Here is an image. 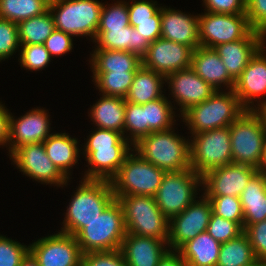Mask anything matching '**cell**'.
<instances>
[{
  "instance_id": "obj_24",
  "label": "cell",
  "mask_w": 266,
  "mask_h": 266,
  "mask_svg": "<svg viewBox=\"0 0 266 266\" xmlns=\"http://www.w3.org/2000/svg\"><path fill=\"white\" fill-rule=\"evenodd\" d=\"M191 68L215 90L234 88L235 80L229 75L215 49L201 46L196 48L192 54Z\"/></svg>"
},
{
  "instance_id": "obj_32",
  "label": "cell",
  "mask_w": 266,
  "mask_h": 266,
  "mask_svg": "<svg viewBox=\"0 0 266 266\" xmlns=\"http://www.w3.org/2000/svg\"><path fill=\"white\" fill-rule=\"evenodd\" d=\"M95 88L101 95L126 98L136 70L91 71Z\"/></svg>"
},
{
  "instance_id": "obj_6",
  "label": "cell",
  "mask_w": 266,
  "mask_h": 266,
  "mask_svg": "<svg viewBox=\"0 0 266 266\" xmlns=\"http://www.w3.org/2000/svg\"><path fill=\"white\" fill-rule=\"evenodd\" d=\"M103 4L98 0H51L49 10L55 29L94 42Z\"/></svg>"
},
{
  "instance_id": "obj_23",
  "label": "cell",
  "mask_w": 266,
  "mask_h": 266,
  "mask_svg": "<svg viewBox=\"0 0 266 266\" xmlns=\"http://www.w3.org/2000/svg\"><path fill=\"white\" fill-rule=\"evenodd\" d=\"M120 250L127 266H157L169 247L164 240L127 233Z\"/></svg>"
},
{
  "instance_id": "obj_16",
  "label": "cell",
  "mask_w": 266,
  "mask_h": 266,
  "mask_svg": "<svg viewBox=\"0 0 266 266\" xmlns=\"http://www.w3.org/2000/svg\"><path fill=\"white\" fill-rule=\"evenodd\" d=\"M233 91L246 110H255L260 104L266 102L265 45L256 52L235 80Z\"/></svg>"
},
{
  "instance_id": "obj_53",
  "label": "cell",
  "mask_w": 266,
  "mask_h": 266,
  "mask_svg": "<svg viewBox=\"0 0 266 266\" xmlns=\"http://www.w3.org/2000/svg\"><path fill=\"white\" fill-rule=\"evenodd\" d=\"M255 112L261 117L263 126L266 130V102L260 104L256 109Z\"/></svg>"
},
{
  "instance_id": "obj_27",
  "label": "cell",
  "mask_w": 266,
  "mask_h": 266,
  "mask_svg": "<svg viewBox=\"0 0 266 266\" xmlns=\"http://www.w3.org/2000/svg\"><path fill=\"white\" fill-rule=\"evenodd\" d=\"M244 215L243 226L266 220V173L258 170L240 196Z\"/></svg>"
},
{
  "instance_id": "obj_14",
  "label": "cell",
  "mask_w": 266,
  "mask_h": 266,
  "mask_svg": "<svg viewBox=\"0 0 266 266\" xmlns=\"http://www.w3.org/2000/svg\"><path fill=\"white\" fill-rule=\"evenodd\" d=\"M212 213L210 200L201 194L183 212L169 219L168 247L178 250L187 241L205 232Z\"/></svg>"
},
{
  "instance_id": "obj_2",
  "label": "cell",
  "mask_w": 266,
  "mask_h": 266,
  "mask_svg": "<svg viewBox=\"0 0 266 266\" xmlns=\"http://www.w3.org/2000/svg\"><path fill=\"white\" fill-rule=\"evenodd\" d=\"M71 195L59 232L76 236L96 219L116 198L107 180L81 179Z\"/></svg>"
},
{
  "instance_id": "obj_18",
  "label": "cell",
  "mask_w": 266,
  "mask_h": 266,
  "mask_svg": "<svg viewBox=\"0 0 266 266\" xmlns=\"http://www.w3.org/2000/svg\"><path fill=\"white\" fill-rule=\"evenodd\" d=\"M50 115L47 109L32 108L20 117H9L8 156L18 147L25 144L44 142L52 133Z\"/></svg>"
},
{
  "instance_id": "obj_4",
  "label": "cell",
  "mask_w": 266,
  "mask_h": 266,
  "mask_svg": "<svg viewBox=\"0 0 266 266\" xmlns=\"http://www.w3.org/2000/svg\"><path fill=\"white\" fill-rule=\"evenodd\" d=\"M246 109L233 90H217L202 103L192 105L180 117L188 133L194 135L203 131L230 126Z\"/></svg>"
},
{
  "instance_id": "obj_46",
  "label": "cell",
  "mask_w": 266,
  "mask_h": 266,
  "mask_svg": "<svg viewBox=\"0 0 266 266\" xmlns=\"http://www.w3.org/2000/svg\"><path fill=\"white\" fill-rule=\"evenodd\" d=\"M256 258L266 263V220L243 226Z\"/></svg>"
},
{
  "instance_id": "obj_12",
  "label": "cell",
  "mask_w": 266,
  "mask_h": 266,
  "mask_svg": "<svg viewBox=\"0 0 266 266\" xmlns=\"http://www.w3.org/2000/svg\"><path fill=\"white\" fill-rule=\"evenodd\" d=\"M9 158L15 168L35 182L61 188L70 182L47 156L43 142L20 146Z\"/></svg>"
},
{
  "instance_id": "obj_56",
  "label": "cell",
  "mask_w": 266,
  "mask_h": 266,
  "mask_svg": "<svg viewBox=\"0 0 266 266\" xmlns=\"http://www.w3.org/2000/svg\"><path fill=\"white\" fill-rule=\"evenodd\" d=\"M247 266H266V263L257 259Z\"/></svg>"
},
{
  "instance_id": "obj_5",
  "label": "cell",
  "mask_w": 266,
  "mask_h": 266,
  "mask_svg": "<svg viewBox=\"0 0 266 266\" xmlns=\"http://www.w3.org/2000/svg\"><path fill=\"white\" fill-rule=\"evenodd\" d=\"M127 234L123 209L115 199L75 237L82 253L119 250Z\"/></svg>"
},
{
  "instance_id": "obj_17",
  "label": "cell",
  "mask_w": 266,
  "mask_h": 266,
  "mask_svg": "<svg viewBox=\"0 0 266 266\" xmlns=\"http://www.w3.org/2000/svg\"><path fill=\"white\" fill-rule=\"evenodd\" d=\"M168 86L169 95H172L171 103L174 109L179 106L181 116L192 105L202 103L211 97L217 90L206 83L196 72L190 67L188 69L173 72L165 77V86Z\"/></svg>"
},
{
  "instance_id": "obj_30",
  "label": "cell",
  "mask_w": 266,
  "mask_h": 266,
  "mask_svg": "<svg viewBox=\"0 0 266 266\" xmlns=\"http://www.w3.org/2000/svg\"><path fill=\"white\" fill-rule=\"evenodd\" d=\"M221 243L207 231L187 241L177 251L188 266H216Z\"/></svg>"
},
{
  "instance_id": "obj_45",
  "label": "cell",
  "mask_w": 266,
  "mask_h": 266,
  "mask_svg": "<svg viewBox=\"0 0 266 266\" xmlns=\"http://www.w3.org/2000/svg\"><path fill=\"white\" fill-rule=\"evenodd\" d=\"M81 266H127L121 250L83 253Z\"/></svg>"
},
{
  "instance_id": "obj_51",
  "label": "cell",
  "mask_w": 266,
  "mask_h": 266,
  "mask_svg": "<svg viewBox=\"0 0 266 266\" xmlns=\"http://www.w3.org/2000/svg\"><path fill=\"white\" fill-rule=\"evenodd\" d=\"M10 111L0 101V146H8Z\"/></svg>"
},
{
  "instance_id": "obj_47",
  "label": "cell",
  "mask_w": 266,
  "mask_h": 266,
  "mask_svg": "<svg viewBox=\"0 0 266 266\" xmlns=\"http://www.w3.org/2000/svg\"><path fill=\"white\" fill-rule=\"evenodd\" d=\"M73 36L63 31L54 29L52 34L45 40L44 46L51 58L64 56L73 49Z\"/></svg>"
},
{
  "instance_id": "obj_11",
  "label": "cell",
  "mask_w": 266,
  "mask_h": 266,
  "mask_svg": "<svg viewBox=\"0 0 266 266\" xmlns=\"http://www.w3.org/2000/svg\"><path fill=\"white\" fill-rule=\"evenodd\" d=\"M200 189L202 177L190 168L165 173L154 197L162 214L169 220L199 198Z\"/></svg>"
},
{
  "instance_id": "obj_13",
  "label": "cell",
  "mask_w": 266,
  "mask_h": 266,
  "mask_svg": "<svg viewBox=\"0 0 266 266\" xmlns=\"http://www.w3.org/2000/svg\"><path fill=\"white\" fill-rule=\"evenodd\" d=\"M200 46H216L243 39L252 28L246 14H223L204 11L198 14Z\"/></svg>"
},
{
  "instance_id": "obj_41",
  "label": "cell",
  "mask_w": 266,
  "mask_h": 266,
  "mask_svg": "<svg viewBox=\"0 0 266 266\" xmlns=\"http://www.w3.org/2000/svg\"><path fill=\"white\" fill-rule=\"evenodd\" d=\"M206 231L220 243L234 239L244 232L237 222L224 219L213 212L211 213Z\"/></svg>"
},
{
  "instance_id": "obj_3",
  "label": "cell",
  "mask_w": 266,
  "mask_h": 266,
  "mask_svg": "<svg viewBox=\"0 0 266 266\" xmlns=\"http://www.w3.org/2000/svg\"><path fill=\"white\" fill-rule=\"evenodd\" d=\"M174 129L177 128L144 136L133 145V150L166 173L190 169V139Z\"/></svg>"
},
{
  "instance_id": "obj_34",
  "label": "cell",
  "mask_w": 266,
  "mask_h": 266,
  "mask_svg": "<svg viewBox=\"0 0 266 266\" xmlns=\"http://www.w3.org/2000/svg\"><path fill=\"white\" fill-rule=\"evenodd\" d=\"M165 95L145 103V124H148V135L152 132L165 131L176 125V113L171 100ZM177 114V115H175Z\"/></svg>"
},
{
  "instance_id": "obj_31",
  "label": "cell",
  "mask_w": 266,
  "mask_h": 266,
  "mask_svg": "<svg viewBox=\"0 0 266 266\" xmlns=\"http://www.w3.org/2000/svg\"><path fill=\"white\" fill-rule=\"evenodd\" d=\"M89 63L92 71L137 70L142 65L141 58L124 50L93 49Z\"/></svg>"
},
{
  "instance_id": "obj_37",
  "label": "cell",
  "mask_w": 266,
  "mask_h": 266,
  "mask_svg": "<svg viewBox=\"0 0 266 266\" xmlns=\"http://www.w3.org/2000/svg\"><path fill=\"white\" fill-rule=\"evenodd\" d=\"M148 135V124H145V103L126 102L124 115V137L132 144Z\"/></svg>"
},
{
  "instance_id": "obj_21",
  "label": "cell",
  "mask_w": 266,
  "mask_h": 266,
  "mask_svg": "<svg viewBox=\"0 0 266 266\" xmlns=\"http://www.w3.org/2000/svg\"><path fill=\"white\" fill-rule=\"evenodd\" d=\"M161 38L186 45L200 46L197 15L161 6Z\"/></svg>"
},
{
  "instance_id": "obj_25",
  "label": "cell",
  "mask_w": 266,
  "mask_h": 266,
  "mask_svg": "<svg viewBox=\"0 0 266 266\" xmlns=\"http://www.w3.org/2000/svg\"><path fill=\"white\" fill-rule=\"evenodd\" d=\"M94 49L124 50L142 58L150 43L129 25L122 29H97Z\"/></svg>"
},
{
  "instance_id": "obj_8",
  "label": "cell",
  "mask_w": 266,
  "mask_h": 266,
  "mask_svg": "<svg viewBox=\"0 0 266 266\" xmlns=\"http://www.w3.org/2000/svg\"><path fill=\"white\" fill-rule=\"evenodd\" d=\"M232 162L260 169L266 130L255 110L244 111L230 126Z\"/></svg>"
},
{
  "instance_id": "obj_33",
  "label": "cell",
  "mask_w": 266,
  "mask_h": 266,
  "mask_svg": "<svg viewBox=\"0 0 266 266\" xmlns=\"http://www.w3.org/2000/svg\"><path fill=\"white\" fill-rule=\"evenodd\" d=\"M20 44H44L55 29L50 10L17 23Z\"/></svg>"
},
{
  "instance_id": "obj_52",
  "label": "cell",
  "mask_w": 266,
  "mask_h": 266,
  "mask_svg": "<svg viewBox=\"0 0 266 266\" xmlns=\"http://www.w3.org/2000/svg\"><path fill=\"white\" fill-rule=\"evenodd\" d=\"M157 266H188L177 250H168Z\"/></svg>"
},
{
  "instance_id": "obj_48",
  "label": "cell",
  "mask_w": 266,
  "mask_h": 266,
  "mask_svg": "<svg viewBox=\"0 0 266 266\" xmlns=\"http://www.w3.org/2000/svg\"><path fill=\"white\" fill-rule=\"evenodd\" d=\"M246 16L250 27L262 33L266 29V0H246Z\"/></svg>"
},
{
  "instance_id": "obj_42",
  "label": "cell",
  "mask_w": 266,
  "mask_h": 266,
  "mask_svg": "<svg viewBox=\"0 0 266 266\" xmlns=\"http://www.w3.org/2000/svg\"><path fill=\"white\" fill-rule=\"evenodd\" d=\"M17 23L0 18V62L20 52Z\"/></svg>"
},
{
  "instance_id": "obj_9",
  "label": "cell",
  "mask_w": 266,
  "mask_h": 266,
  "mask_svg": "<svg viewBox=\"0 0 266 266\" xmlns=\"http://www.w3.org/2000/svg\"><path fill=\"white\" fill-rule=\"evenodd\" d=\"M165 173L133 150L126 157L117 174L110 180L114 197L155 196Z\"/></svg>"
},
{
  "instance_id": "obj_44",
  "label": "cell",
  "mask_w": 266,
  "mask_h": 266,
  "mask_svg": "<svg viewBox=\"0 0 266 266\" xmlns=\"http://www.w3.org/2000/svg\"><path fill=\"white\" fill-rule=\"evenodd\" d=\"M29 253V245L0 234V266H20Z\"/></svg>"
},
{
  "instance_id": "obj_36",
  "label": "cell",
  "mask_w": 266,
  "mask_h": 266,
  "mask_svg": "<svg viewBox=\"0 0 266 266\" xmlns=\"http://www.w3.org/2000/svg\"><path fill=\"white\" fill-rule=\"evenodd\" d=\"M50 0H0V18L18 23L45 13Z\"/></svg>"
},
{
  "instance_id": "obj_1",
  "label": "cell",
  "mask_w": 266,
  "mask_h": 266,
  "mask_svg": "<svg viewBox=\"0 0 266 266\" xmlns=\"http://www.w3.org/2000/svg\"><path fill=\"white\" fill-rule=\"evenodd\" d=\"M81 153L88 169L83 179L110 181L119 171L133 145L123 134L108 129L95 128L86 136Z\"/></svg>"
},
{
  "instance_id": "obj_39",
  "label": "cell",
  "mask_w": 266,
  "mask_h": 266,
  "mask_svg": "<svg viewBox=\"0 0 266 266\" xmlns=\"http://www.w3.org/2000/svg\"><path fill=\"white\" fill-rule=\"evenodd\" d=\"M130 25L127 1L103 4L98 29H122Z\"/></svg>"
},
{
  "instance_id": "obj_54",
  "label": "cell",
  "mask_w": 266,
  "mask_h": 266,
  "mask_svg": "<svg viewBox=\"0 0 266 266\" xmlns=\"http://www.w3.org/2000/svg\"><path fill=\"white\" fill-rule=\"evenodd\" d=\"M20 266H39L37 260L29 252L21 262Z\"/></svg>"
},
{
  "instance_id": "obj_20",
  "label": "cell",
  "mask_w": 266,
  "mask_h": 266,
  "mask_svg": "<svg viewBox=\"0 0 266 266\" xmlns=\"http://www.w3.org/2000/svg\"><path fill=\"white\" fill-rule=\"evenodd\" d=\"M257 171L252 166L233 162L215 168L202 176V193L205 196L239 197Z\"/></svg>"
},
{
  "instance_id": "obj_19",
  "label": "cell",
  "mask_w": 266,
  "mask_h": 266,
  "mask_svg": "<svg viewBox=\"0 0 266 266\" xmlns=\"http://www.w3.org/2000/svg\"><path fill=\"white\" fill-rule=\"evenodd\" d=\"M193 51V48L186 45L160 37L148 46L141 58L142 65L166 77L173 72L190 68Z\"/></svg>"
},
{
  "instance_id": "obj_28",
  "label": "cell",
  "mask_w": 266,
  "mask_h": 266,
  "mask_svg": "<svg viewBox=\"0 0 266 266\" xmlns=\"http://www.w3.org/2000/svg\"><path fill=\"white\" fill-rule=\"evenodd\" d=\"M99 95L100 99L89 108L88 116L93 122L91 124L96 128L114 130L124 135L125 99Z\"/></svg>"
},
{
  "instance_id": "obj_15",
  "label": "cell",
  "mask_w": 266,
  "mask_h": 266,
  "mask_svg": "<svg viewBox=\"0 0 266 266\" xmlns=\"http://www.w3.org/2000/svg\"><path fill=\"white\" fill-rule=\"evenodd\" d=\"M39 266H81L83 253L75 236L57 232L30 243Z\"/></svg>"
},
{
  "instance_id": "obj_43",
  "label": "cell",
  "mask_w": 266,
  "mask_h": 266,
  "mask_svg": "<svg viewBox=\"0 0 266 266\" xmlns=\"http://www.w3.org/2000/svg\"><path fill=\"white\" fill-rule=\"evenodd\" d=\"M127 6L129 22L161 21V6L157 1L129 0Z\"/></svg>"
},
{
  "instance_id": "obj_57",
  "label": "cell",
  "mask_w": 266,
  "mask_h": 266,
  "mask_svg": "<svg viewBox=\"0 0 266 266\" xmlns=\"http://www.w3.org/2000/svg\"><path fill=\"white\" fill-rule=\"evenodd\" d=\"M263 45L266 46V29L261 33Z\"/></svg>"
},
{
  "instance_id": "obj_38",
  "label": "cell",
  "mask_w": 266,
  "mask_h": 266,
  "mask_svg": "<svg viewBox=\"0 0 266 266\" xmlns=\"http://www.w3.org/2000/svg\"><path fill=\"white\" fill-rule=\"evenodd\" d=\"M18 55L20 66L31 72L43 70L52 60L44 44H20Z\"/></svg>"
},
{
  "instance_id": "obj_50",
  "label": "cell",
  "mask_w": 266,
  "mask_h": 266,
  "mask_svg": "<svg viewBox=\"0 0 266 266\" xmlns=\"http://www.w3.org/2000/svg\"><path fill=\"white\" fill-rule=\"evenodd\" d=\"M130 25L149 43L161 37V21L130 22Z\"/></svg>"
},
{
  "instance_id": "obj_10",
  "label": "cell",
  "mask_w": 266,
  "mask_h": 266,
  "mask_svg": "<svg viewBox=\"0 0 266 266\" xmlns=\"http://www.w3.org/2000/svg\"><path fill=\"white\" fill-rule=\"evenodd\" d=\"M190 137V166L201 177L232 163L230 128L203 131Z\"/></svg>"
},
{
  "instance_id": "obj_55",
  "label": "cell",
  "mask_w": 266,
  "mask_h": 266,
  "mask_svg": "<svg viewBox=\"0 0 266 266\" xmlns=\"http://www.w3.org/2000/svg\"><path fill=\"white\" fill-rule=\"evenodd\" d=\"M259 170L266 173V136H265V140H264L262 162H261Z\"/></svg>"
},
{
  "instance_id": "obj_40",
  "label": "cell",
  "mask_w": 266,
  "mask_h": 266,
  "mask_svg": "<svg viewBox=\"0 0 266 266\" xmlns=\"http://www.w3.org/2000/svg\"><path fill=\"white\" fill-rule=\"evenodd\" d=\"M212 205V212L224 219L237 222L243 228L244 215L239 197L206 196Z\"/></svg>"
},
{
  "instance_id": "obj_22",
  "label": "cell",
  "mask_w": 266,
  "mask_h": 266,
  "mask_svg": "<svg viewBox=\"0 0 266 266\" xmlns=\"http://www.w3.org/2000/svg\"><path fill=\"white\" fill-rule=\"evenodd\" d=\"M262 46L261 33L252 29L243 39L220 44L214 49L219 54L229 75L236 80Z\"/></svg>"
},
{
  "instance_id": "obj_7",
  "label": "cell",
  "mask_w": 266,
  "mask_h": 266,
  "mask_svg": "<svg viewBox=\"0 0 266 266\" xmlns=\"http://www.w3.org/2000/svg\"><path fill=\"white\" fill-rule=\"evenodd\" d=\"M115 198L123 209L127 233L155 237L168 243L169 220L162 214L154 196L126 195Z\"/></svg>"
},
{
  "instance_id": "obj_35",
  "label": "cell",
  "mask_w": 266,
  "mask_h": 266,
  "mask_svg": "<svg viewBox=\"0 0 266 266\" xmlns=\"http://www.w3.org/2000/svg\"><path fill=\"white\" fill-rule=\"evenodd\" d=\"M257 260L247 235L243 232L238 237L221 243L216 266H247Z\"/></svg>"
},
{
  "instance_id": "obj_29",
  "label": "cell",
  "mask_w": 266,
  "mask_h": 266,
  "mask_svg": "<svg viewBox=\"0 0 266 266\" xmlns=\"http://www.w3.org/2000/svg\"><path fill=\"white\" fill-rule=\"evenodd\" d=\"M165 76L141 65L135 72L126 102L144 104L163 97ZM164 89V91H163ZM165 93V94H163Z\"/></svg>"
},
{
  "instance_id": "obj_26",
  "label": "cell",
  "mask_w": 266,
  "mask_h": 266,
  "mask_svg": "<svg viewBox=\"0 0 266 266\" xmlns=\"http://www.w3.org/2000/svg\"><path fill=\"white\" fill-rule=\"evenodd\" d=\"M69 133L53 132L43 142L47 156L58 167V169L68 178L72 179L71 169L77 165L81 147L78 138L71 137ZM80 147V148H79Z\"/></svg>"
},
{
  "instance_id": "obj_49",
  "label": "cell",
  "mask_w": 266,
  "mask_h": 266,
  "mask_svg": "<svg viewBox=\"0 0 266 266\" xmlns=\"http://www.w3.org/2000/svg\"><path fill=\"white\" fill-rule=\"evenodd\" d=\"M207 12L246 14V0H202Z\"/></svg>"
}]
</instances>
